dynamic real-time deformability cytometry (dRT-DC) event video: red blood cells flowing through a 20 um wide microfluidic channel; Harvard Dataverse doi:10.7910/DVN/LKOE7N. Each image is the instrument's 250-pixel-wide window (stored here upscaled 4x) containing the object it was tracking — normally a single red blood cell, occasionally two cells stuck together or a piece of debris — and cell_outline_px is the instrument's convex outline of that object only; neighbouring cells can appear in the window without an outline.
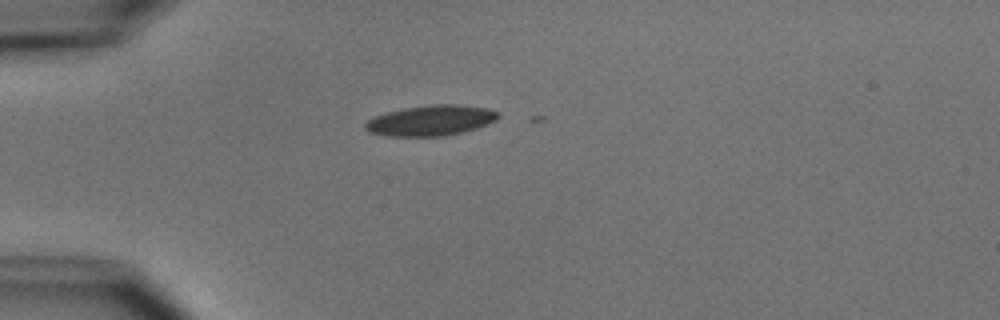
{"species": "common noctule bat (a hibernating species)", "species_latin": "Nyctalus noctula", "temperature_condition": "cold", "stored_images_in_passage": 6, "camera_frame_rate_fps": 3000, "um_per_image_px": 0.085, "animal": {"sex": "male", "body_mass_g": 15.6}, "frame": {"image": 1, "passage_image": 1, "time_ms": 0.0, "image_size_px": [1000, 320], "cell_outline_px": [[500, 116], [496, 120], [488, 124], [476, 128], [444, 136], [388, 136], [368, 132], [364, 128], [364, 124], [368, 120], [376, 116], [388, 112], [404, 108], [432, 104], [460, 104], [488, 108], [500, 112]], "centroid_in_image_um": [36.64, 10.23], "position_along_channel_um": 48.4, "area_um2": 23.64}}